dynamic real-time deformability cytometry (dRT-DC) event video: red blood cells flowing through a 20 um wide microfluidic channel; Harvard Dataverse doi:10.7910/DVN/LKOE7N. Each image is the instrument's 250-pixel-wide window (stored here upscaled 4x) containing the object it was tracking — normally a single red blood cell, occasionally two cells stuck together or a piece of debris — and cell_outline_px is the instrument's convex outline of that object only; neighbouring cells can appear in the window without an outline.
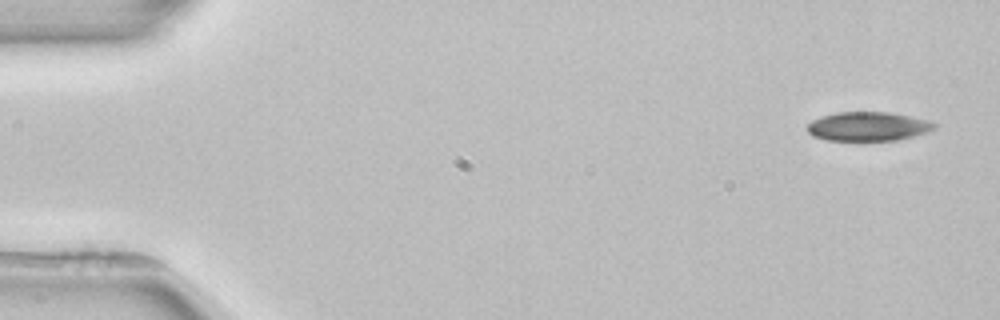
{"species": "common noctule bat (a hibernating species)", "species_latin": "Nyctalus noctula", "temperature_condition": "room temperature", "stored_images_in_passage": 4, "camera_frame_rate_fps": 3000, "um_per_image_px": 0.085, "animal": {"sex": "female", "body_mass_g": 22.7, "forearm_length_mm": 54.2}, "frame": {"image": 1, "passage_image": 1, "time_ms": 0.0, "image_size_px": [1000, 320], "cell_outline_px": [[936, 128], [928, 132], [896, 140], [824, 140], [812, 136], [804, 128], [812, 120], [820, 116], [836, 112], [888, 112], [928, 120], [936, 124]], "centroid_in_image_um": [73.73, 10.74], "position_along_channel_um": 11.3, "area_um2": 21.56}}
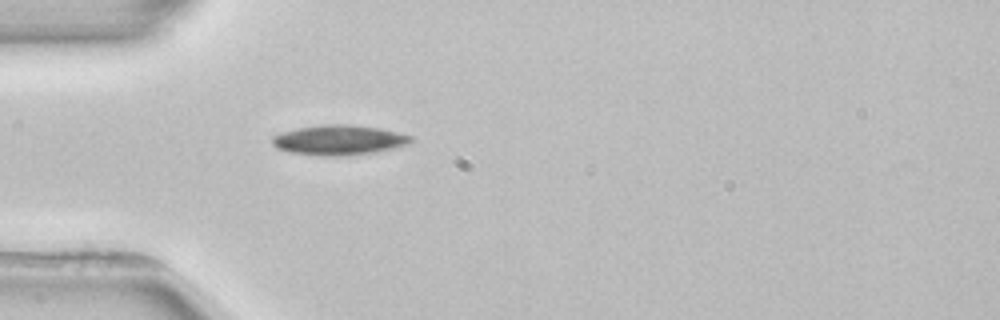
{"frame": {"image": 2, "passage_image": 4, "time_ms": 4.333, "image_size_px": [1000, 320], "cell_outline_px": [[412, 140], [408, 144], [392, 148], [372, 152], [340, 156], [320, 156], [288, 152], [276, 148], [272, 144], [272, 136], [280, 132], [296, 128], [320, 124], [348, 124], [380, 128], [412, 136]], "centroid_in_image_um": [28.73, 11.89], "position_along_channel_um": 56.3, "area_um2": 24.28}}